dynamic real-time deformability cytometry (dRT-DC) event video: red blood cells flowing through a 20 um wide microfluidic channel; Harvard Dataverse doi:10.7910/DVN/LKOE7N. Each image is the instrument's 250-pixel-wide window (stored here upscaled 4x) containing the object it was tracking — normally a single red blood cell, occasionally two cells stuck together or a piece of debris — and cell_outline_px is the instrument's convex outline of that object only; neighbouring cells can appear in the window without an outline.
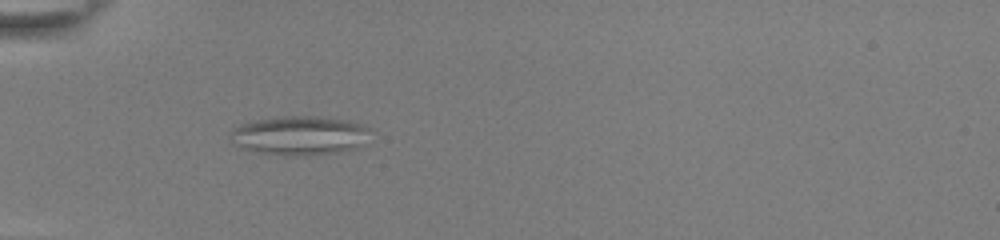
{"species": "common noctule bat (a hibernating species)", "species_latin": "Nyctalus noctula", "temperature_condition": "room temperature", "stored_images_in_passage": 41, "camera_frame_rate_fps": 3000, "um_per_image_px": 0.085, "animal": {"sex": "female", "body_mass_g": 22.0, "forearm_length_mm": 56.7}, "frame": {"image": 1, "passage_image": 5, "time_ms": 1.333, "image_size_px": [1000, 240], "cell_outline_px": [[368, 128], [356, 148], [308, 156], [284, 156], [256, 152], [232, 144], [228, 136], [240, 124], [256, 120], [284, 116], [316, 116], [344, 120], [360, 124]], "centroid_in_image_um": [25.33, 11.53], "position_along_channel_um": 59.7, "area_um2": 31.27}}
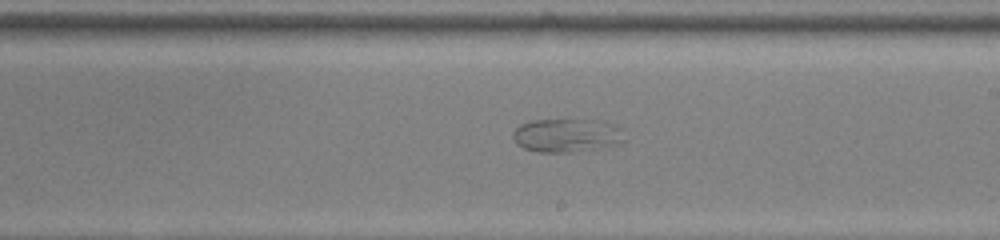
{"frame": {"image": 2, "passage_image": 20, "time_ms": 6.333, "image_size_px": [1000, 240], "cell_outline_px": [[624, 140], [616, 144], [568, 152], [540, 152], [524, 148], [516, 144], [512, 136], [512, 132], [520, 124], [532, 120], [596, 120], [616, 124], [620, 128]], "centroid_in_image_um": [48.12, 11.49], "position_along_channel_um": 240.9, "area_um2": 21.5}}
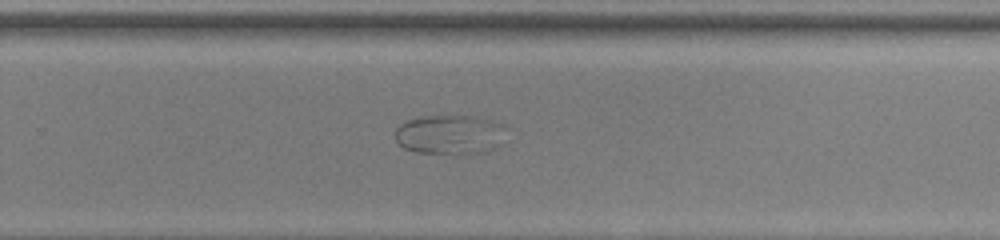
{"frame": {"image": 3, "passage_image": 24, "time_ms": 7.667, "image_size_px": [1000, 240], "cell_outline_px": [[500, 124], [488, 148], [484, 152], [416, 152], [404, 148], [396, 140], [396, 128], [400, 124], [408, 120], [424, 116], [456, 112], [480, 116], [492, 120]], "centroid_in_image_um": [38.01, 11.33], "position_along_channel_um": 291.8, "area_um2": 24.39}}